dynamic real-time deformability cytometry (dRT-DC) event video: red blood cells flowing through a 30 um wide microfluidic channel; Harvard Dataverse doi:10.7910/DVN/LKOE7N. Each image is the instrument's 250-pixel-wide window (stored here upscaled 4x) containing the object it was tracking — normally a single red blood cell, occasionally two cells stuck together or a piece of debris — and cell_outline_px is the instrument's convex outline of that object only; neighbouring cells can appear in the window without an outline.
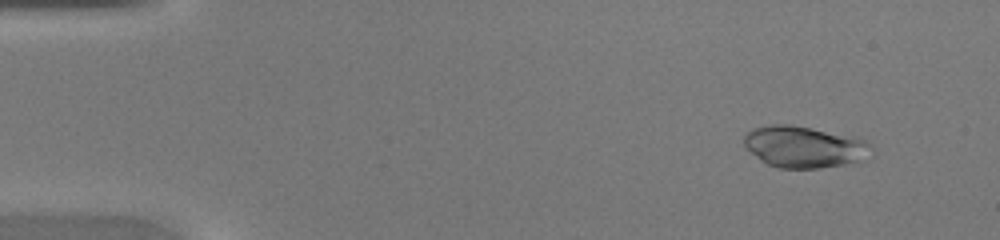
{"species": "common noctule bat (a hibernating species)", "species_latin": "Nyctalus noctula", "temperature_condition": "warm", "stored_images_in_passage": 44, "camera_frame_rate_fps": 3000, "um_per_image_px": 0.085, "animal": {"sex": "female", "body_mass_g": 20.0, "forearm_length_mm": 54.0}, "frame": {"image": 1, "passage_image": 4, "time_ms": 1.0, "image_size_px": [1000, 240], "cell_outline_px": [[872, 156], [844, 164], [820, 168], [780, 168], [768, 164], [760, 160], [744, 144], [744, 136], [748, 132], [756, 128], [772, 124], [788, 124], [856, 136], [872, 144]], "centroid_in_image_um": [68.41, 12.48], "position_along_channel_um": 16.6, "area_um2": 30.69}}